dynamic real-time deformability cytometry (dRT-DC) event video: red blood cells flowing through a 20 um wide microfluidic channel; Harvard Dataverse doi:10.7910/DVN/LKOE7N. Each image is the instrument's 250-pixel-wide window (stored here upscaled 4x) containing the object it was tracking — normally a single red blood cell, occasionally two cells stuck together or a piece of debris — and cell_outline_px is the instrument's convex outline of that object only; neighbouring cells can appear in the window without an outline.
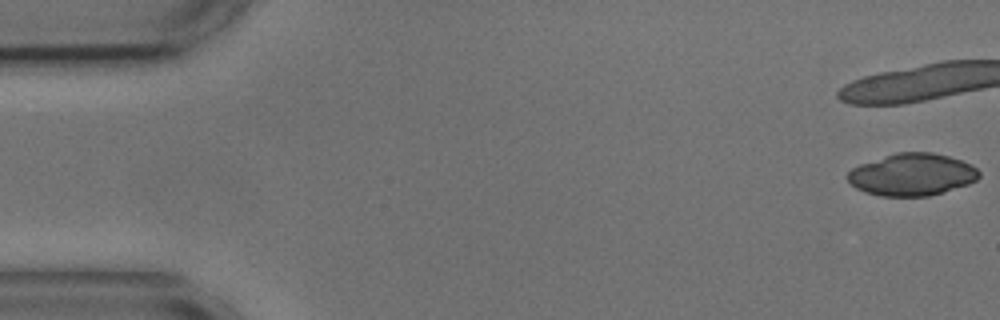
{"species": "common noctule bat (a hibernating species)", "species_latin": "Nyctalus noctula", "temperature_condition": "cold", "stored_images_in_passage": 11, "camera_frame_rate_fps": 3000, "um_per_image_px": 0.085, "animal": {"sex": "male", "body_mass_g": 17.9, "forearm_length_mm": 54.2}, "frame": {"image": 1, "passage_image": 1, "time_ms": 0.0, "image_size_px": [1000, 320], "cell_outline_px": [[980, 176], [976, 180], [968, 184], [944, 192], [928, 196], [880, 196], [864, 192], [856, 188], [848, 180], [848, 172], [852, 168], [860, 164], [896, 152], [932, 152], [948, 156], [972, 164], [980, 172]], "centroid_in_image_um": [77.53, 14.84], "position_along_channel_um": 7.5, "area_um2": 32.31}}